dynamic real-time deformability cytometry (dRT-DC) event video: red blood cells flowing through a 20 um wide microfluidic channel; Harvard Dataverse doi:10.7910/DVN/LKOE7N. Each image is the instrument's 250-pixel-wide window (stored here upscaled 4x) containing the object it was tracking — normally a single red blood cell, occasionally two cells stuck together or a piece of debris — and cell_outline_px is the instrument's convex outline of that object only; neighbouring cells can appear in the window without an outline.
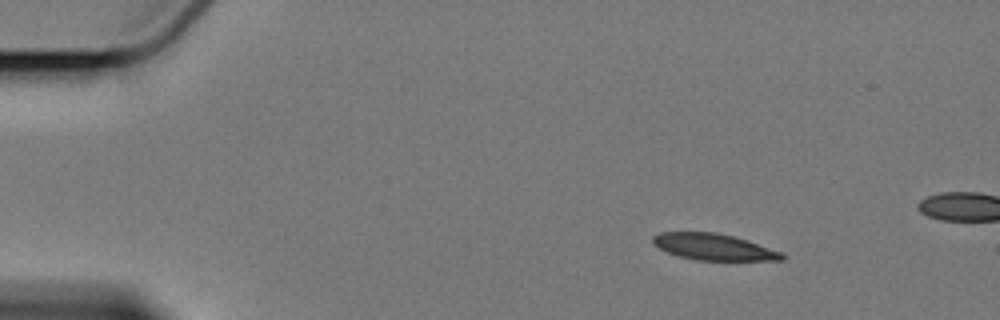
{"species": "Egyptian fruit bat (a non-hibernating species)", "species_latin": "Rousettus aegyptiacus", "temperature_condition": "cold", "stored_images_in_passage": 5, "camera_frame_rate_fps": 3000, "um_per_image_px": 0.085, "animal": {"sex": "female"}, "frame": {"image": 1, "passage_image": 2, "time_ms": 2.0, "image_size_px": [1000, 320], "cell_outline_px": [[788, 256], [784, 260], [696, 260], [680, 256], [668, 252], [652, 244], [652, 236], [660, 232], [716, 232], [732, 236], [784, 252]], "centroid_in_image_um": [60.68, 20.99], "position_along_channel_um": 24.3, "area_um2": 19.83}}